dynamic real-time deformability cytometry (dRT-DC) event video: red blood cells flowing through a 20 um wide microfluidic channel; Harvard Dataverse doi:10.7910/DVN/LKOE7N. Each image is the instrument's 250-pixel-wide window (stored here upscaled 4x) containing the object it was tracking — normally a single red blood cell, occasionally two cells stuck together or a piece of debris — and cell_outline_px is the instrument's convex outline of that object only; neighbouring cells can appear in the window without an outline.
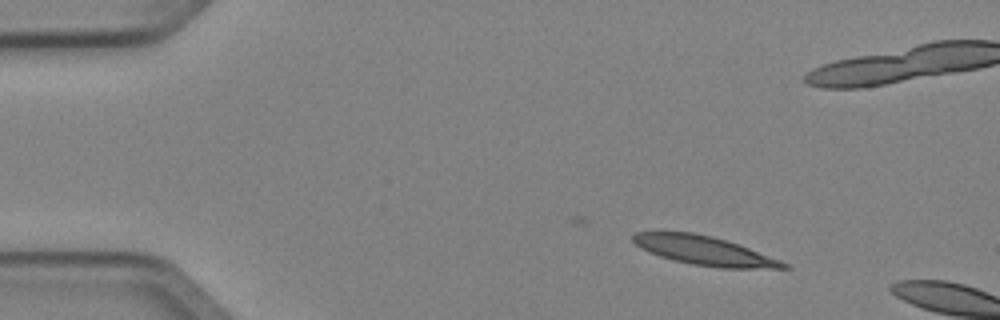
{"species": "Egyptian fruit bat (a non-hibernating species)", "species_latin": "Rousettus aegyptiacus", "temperature_condition": "cold", "stored_images_in_passage": 3, "camera_frame_rate_fps": 3000, "um_per_image_px": 0.085, "animal": {"sex": "female"}, "frame": {"image": 1, "passage_image": 2, "time_ms": 0.333, "image_size_px": [1000, 320], "cell_outline_px": [[792, 268], [720, 268], [692, 264], [660, 256], [640, 248], [632, 240], [632, 236], [636, 232], [656, 228], [692, 232], [712, 236], [728, 240], [740, 244], [780, 260], [788, 264]], "centroid_in_image_um": [59.78, 21.24], "position_along_channel_um": 25.2, "area_um2": 26.07}}